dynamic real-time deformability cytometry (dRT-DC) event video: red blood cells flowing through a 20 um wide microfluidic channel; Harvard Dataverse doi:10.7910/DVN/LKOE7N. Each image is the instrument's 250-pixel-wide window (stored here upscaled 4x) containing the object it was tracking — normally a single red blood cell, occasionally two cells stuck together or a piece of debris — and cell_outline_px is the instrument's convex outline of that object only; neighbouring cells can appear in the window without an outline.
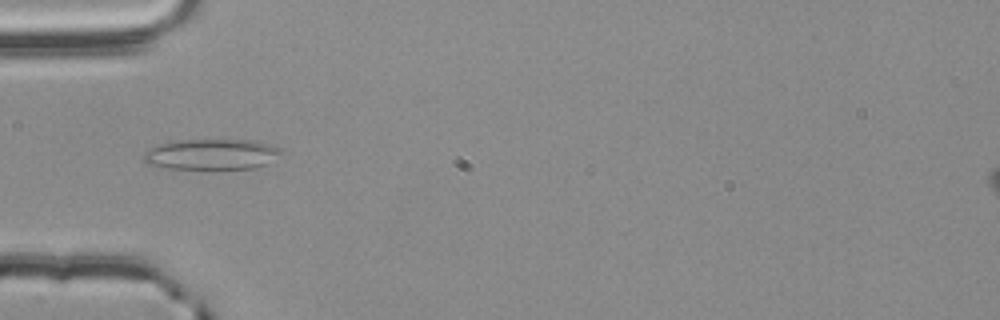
{"species": "common noctule bat (a hibernating species)", "species_latin": "Nyctalus noctula", "temperature_condition": "room temperature", "stored_images_in_passage": 38, "camera_frame_rate_fps": 3000, "um_per_image_px": 0.085, "animal": {"sex": "male", "body_mass_g": 20.4}, "frame": {"image": 1, "passage_image": 1, "time_ms": 0.0, "image_size_px": [1000, 320], "cell_outline_px": [[280, 152], [264, 164], [252, 168], [164, 168], [144, 164], [144, 152], [160, 144], [180, 140], [252, 140], [268, 144], [280, 148]], "centroid_in_image_um": [17.89, 13.11], "position_along_channel_um": 67.1, "area_um2": 23.93}}
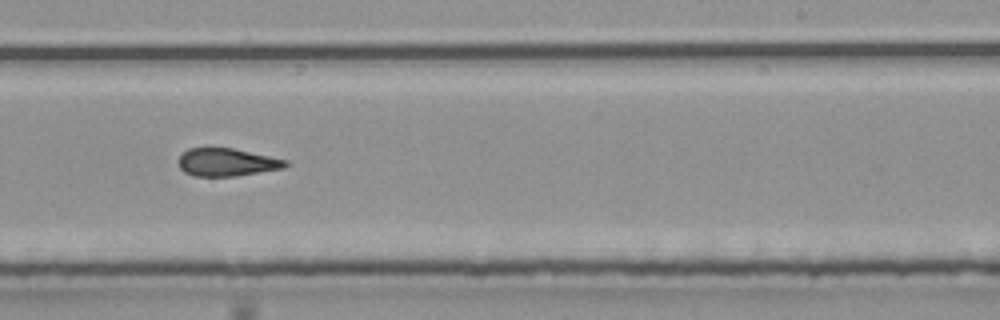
{"frame": {"image": 2, "passage_image": 17, "time_ms": 5.333, "image_size_px": [1000, 320], "cell_outline_px": [[288, 164], [284, 168], [232, 176], [192, 176], [184, 172], [180, 168], [180, 156], [188, 148], [208, 144], [232, 148], [288, 160]], "centroid_in_image_um": [19.22, 13.74], "position_along_channel_um": 269.8, "area_um2": 17.74}}
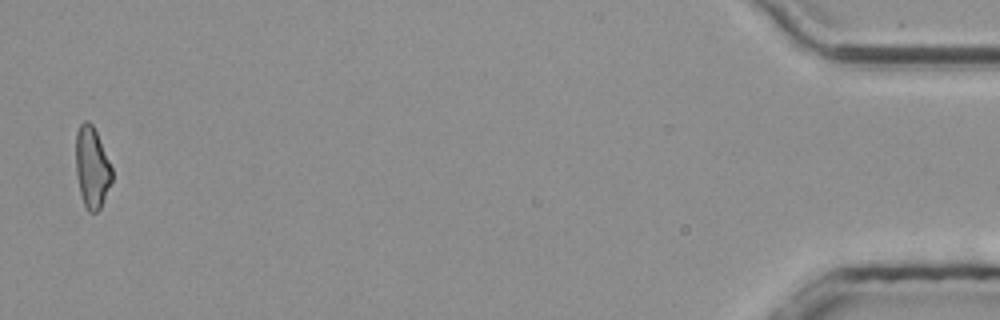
{"frame": {"image": 3, "passage_image": 37, "time_ms": 12.0, "image_size_px": [1000, 320], "cell_outline_px": [[112, 180], [100, 208], [96, 212], [88, 212], [80, 196], [76, 176], [76, 132], [80, 124], [84, 120], [88, 120], [92, 124], [96, 132], [112, 168]], "centroid_in_image_um": [7.79, 14.24], "position_along_channel_um": 427.4, "area_um2": 17.05}, "authors_computed_cell_mechanics": {"area_um2": 17.8024, "velocity_mm_per_s": 3.8155, "shape_relaxation_time_tau1_ms": 5.1529, "shape_relaxation_time_tau2_ms": 2.3147, "deformation_change_tau1": 0.1483, "deformation_change_tau2": 0.1261}}